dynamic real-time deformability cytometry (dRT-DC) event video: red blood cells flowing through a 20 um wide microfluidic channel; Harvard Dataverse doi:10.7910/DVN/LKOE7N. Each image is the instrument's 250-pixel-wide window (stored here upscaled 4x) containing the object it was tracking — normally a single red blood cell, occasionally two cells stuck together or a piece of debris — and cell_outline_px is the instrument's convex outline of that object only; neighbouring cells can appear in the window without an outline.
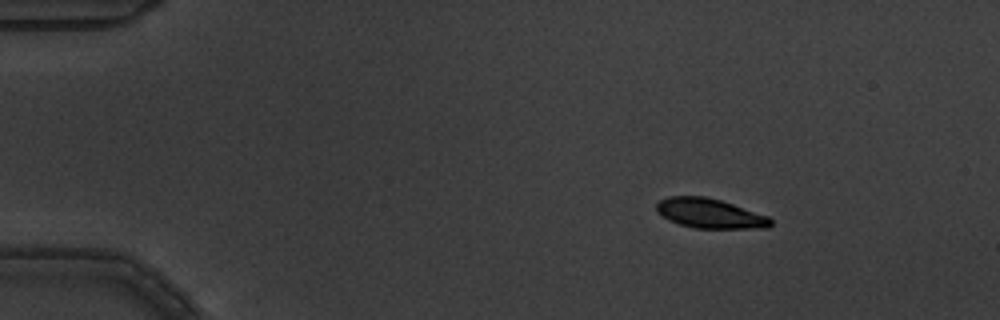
{"species": "common noctule bat (a hibernating species)", "species_latin": "Nyctalus noctula", "temperature_condition": "warm", "stored_images_in_passage": 5, "camera_frame_rate_fps": 3000, "um_per_image_px": 0.085, "animal": {"sex": "male", "body_mass_g": 19.5, "forearm_length_mm": 54.6}, "frame": {"image": 1, "passage_image": 3, "time_ms": 0.667, "image_size_px": [1000, 320], "cell_outline_px": [[772, 224], [768, 228], [692, 228], [668, 220], [656, 212], [656, 204], [660, 200], [668, 196], [704, 196], [720, 200], [768, 216], [772, 220]], "centroid_in_image_um": [60.3, 18.14], "position_along_channel_um": 24.7, "area_um2": 19.71}}